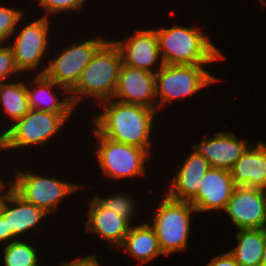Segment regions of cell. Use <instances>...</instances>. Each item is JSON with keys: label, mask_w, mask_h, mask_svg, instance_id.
<instances>
[{"label": "cell", "mask_w": 266, "mask_h": 266, "mask_svg": "<svg viewBox=\"0 0 266 266\" xmlns=\"http://www.w3.org/2000/svg\"><path fill=\"white\" fill-rule=\"evenodd\" d=\"M234 188L230 171L210 167L203 177L198 195L190 203L197 213L224 212Z\"/></svg>", "instance_id": "obj_17"}, {"label": "cell", "mask_w": 266, "mask_h": 266, "mask_svg": "<svg viewBox=\"0 0 266 266\" xmlns=\"http://www.w3.org/2000/svg\"><path fill=\"white\" fill-rule=\"evenodd\" d=\"M162 61L168 65L208 64L225 58L199 27L178 26L154 28Z\"/></svg>", "instance_id": "obj_2"}, {"label": "cell", "mask_w": 266, "mask_h": 266, "mask_svg": "<svg viewBox=\"0 0 266 266\" xmlns=\"http://www.w3.org/2000/svg\"><path fill=\"white\" fill-rule=\"evenodd\" d=\"M204 65L206 64H164L155 73L157 110H160L167 102L169 103L172 100L192 98L195 93L200 92L204 87L206 88L215 81H219L218 77L205 70Z\"/></svg>", "instance_id": "obj_5"}, {"label": "cell", "mask_w": 266, "mask_h": 266, "mask_svg": "<svg viewBox=\"0 0 266 266\" xmlns=\"http://www.w3.org/2000/svg\"><path fill=\"white\" fill-rule=\"evenodd\" d=\"M123 249L128 256L136 258L138 264L151 262L154 258L163 255L156 233L149 222L132 224L123 243L118 247Z\"/></svg>", "instance_id": "obj_21"}, {"label": "cell", "mask_w": 266, "mask_h": 266, "mask_svg": "<svg viewBox=\"0 0 266 266\" xmlns=\"http://www.w3.org/2000/svg\"><path fill=\"white\" fill-rule=\"evenodd\" d=\"M251 143L238 139L235 133L218 131L203 138L199 144H192V151L206 158L211 168L230 171Z\"/></svg>", "instance_id": "obj_15"}, {"label": "cell", "mask_w": 266, "mask_h": 266, "mask_svg": "<svg viewBox=\"0 0 266 266\" xmlns=\"http://www.w3.org/2000/svg\"><path fill=\"white\" fill-rule=\"evenodd\" d=\"M112 99L157 110L155 73L123 63Z\"/></svg>", "instance_id": "obj_13"}, {"label": "cell", "mask_w": 266, "mask_h": 266, "mask_svg": "<svg viewBox=\"0 0 266 266\" xmlns=\"http://www.w3.org/2000/svg\"><path fill=\"white\" fill-rule=\"evenodd\" d=\"M3 247V264L4 266H41L36 247L28 241L17 239Z\"/></svg>", "instance_id": "obj_24"}, {"label": "cell", "mask_w": 266, "mask_h": 266, "mask_svg": "<svg viewBox=\"0 0 266 266\" xmlns=\"http://www.w3.org/2000/svg\"><path fill=\"white\" fill-rule=\"evenodd\" d=\"M20 74L13 57L12 49L6 42H0V84L6 82V79ZM11 75V77H10Z\"/></svg>", "instance_id": "obj_28"}, {"label": "cell", "mask_w": 266, "mask_h": 266, "mask_svg": "<svg viewBox=\"0 0 266 266\" xmlns=\"http://www.w3.org/2000/svg\"><path fill=\"white\" fill-rule=\"evenodd\" d=\"M210 165L206 158L202 155L191 151L189 156L184 159L181 164H178L176 173L168 185H164L165 193L169 198L191 202L197 195L200 184L205 173L209 170Z\"/></svg>", "instance_id": "obj_16"}, {"label": "cell", "mask_w": 266, "mask_h": 266, "mask_svg": "<svg viewBox=\"0 0 266 266\" xmlns=\"http://www.w3.org/2000/svg\"><path fill=\"white\" fill-rule=\"evenodd\" d=\"M224 212L237 229L266 227V190L235 186Z\"/></svg>", "instance_id": "obj_11"}, {"label": "cell", "mask_w": 266, "mask_h": 266, "mask_svg": "<svg viewBox=\"0 0 266 266\" xmlns=\"http://www.w3.org/2000/svg\"><path fill=\"white\" fill-rule=\"evenodd\" d=\"M17 240V238L11 233L7 232L6 219L0 215V243L5 245Z\"/></svg>", "instance_id": "obj_31"}, {"label": "cell", "mask_w": 266, "mask_h": 266, "mask_svg": "<svg viewBox=\"0 0 266 266\" xmlns=\"http://www.w3.org/2000/svg\"><path fill=\"white\" fill-rule=\"evenodd\" d=\"M260 266H266V227L264 228V247Z\"/></svg>", "instance_id": "obj_32"}, {"label": "cell", "mask_w": 266, "mask_h": 266, "mask_svg": "<svg viewBox=\"0 0 266 266\" xmlns=\"http://www.w3.org/2000/svg\"><path fill=\"white\" fill-rule=\"evenodd\" d=\"M6 151L5 150V131H0V151ZM0 180H3L2 175L0 174Z\"/></svg>", "instance_id": "obj_33"}, {"label": "cell", "mask_w": 266, "mask_h": 266, "mask_svg": "<svg viewBox=\"0 0 266 266\" xmlns=\"http://www.w3.org/2000/svg\"><path fill=\"white\" fill-rule=\"evenodd\" d=\"M122 64L119 47L114 40H107L93 55L83 69L77 85L70 91L74 106L79 105L84 98H90L97 104L112 99Z\"/></svg>", "instance_id": "obj_3"}, {"label": "cell", "mask_w": 266, "mask_h": 266, "mask_svg": "<svg viewBox=\"0 0 266 266\" xmlns=\"http://www.w3.org/2000/svg\"><path fill=\"white\" fill-rule=\"evenodd\" d=\"M38 4L43 8L46 18H51L50 16L58 14L60 12H70L78 11L83 9L86 0H36Z\"/></svg>", "instance_id": "obj_27"}, {"label": "cell", "mask_w": 266, "mask_h": 266, "mask_svg": "<svg viewBox=\"0 0 266 266\" xmlns=\"http://www.w3.org/2000/svg\"><path fill=\"white\" fill-rule=\"evenodd\" d=\"M50 20L44 16L38 17L37 20L24 23L22 29H18L13 33L15 39L13 44L8 43L13 52V57L17 69L24 74L25 71H35L39 75L38 69L42 65L45 54L49 51V30ZM19 33H18V32ZM44 56V57H43Z\"/></svg>", "instance_id": "obj_10"}, {"label": "cell", "mask_w": 266, "mask_h": 266, "mask_svg": "<svg viewBox=\"0 0 266 266\" xmlns=\"http://www.w3.org/2000/svg\"><path fill=\"white\" fill-rule=\"evenodd\" d=\"M253 141L230 170L235 186L266 190V143Z\"/></svg>", "instance_id": "obj_19"}, {"label": "cell", "mask_w": 266, "mask_h": 266, "mask_svg": "<svg viewBox=\"0 0 266 266\" xmlns=\"http://www.w3.org/2000/svg\"><path fill=\"white\" fill-rule=\"evenodd\" d=\"M162 195L149 224L156 233L163 254L169 256L188 249L192 214H197V211L190 202L171 199L165 192Z\"/></svg>", "instance_id": "obj_4"}, {"label": "cell", "mask_w": 266, "mask_h": 266, "mask_svg": "<svg viewBox=\"0 0 266 266\" xmlns=\"http://www.w3.org/2000/svg\"><path fill=\"white\" fill-rule=\"evenodd\" d=\"M24 15H26L24 11L17 7L9 8V6L0 5V42L7 43L12 39Z\"/></svg>", "instance_id": "obj_26"}, {"label": "cell", "mask_w": 266, "mask_h": 266, "mask_svg": "<svg viewBox=\"0 0 266 266\" xmlns=\"http://www.w3.org/2000/svg\"><path fill=\"white\" fill-rule=\"evenodd\" d=\"M72 113H51L30 109L12 125L5 126V150L46 145L67 124ZM10 126V127H9ZM58 133V134H57Z\"/></svg>", "instance_id": "obj_6"}, {"label": "cell", "mask_w": 266, "mask_h": 266, "mask_svg": "<svg viewBox=\"0 0 266 266\" xmlns=\"http://www.w3.org/2000/svg\"><path fill=\"white\" fill-rule=\"evenodd\" d=\"M237 245L229 250L239 266H260L264 247V228L237 229Z\"/></svg>", "instance_id": "obj_22"}, {"label": "cell", "mask_w": 266, "mask_h": 266, "mask_svg": "<svg viewBox=\"0 0 266 266\" xmlns=\"http://www.w3.org/2000/svg\"><path fill=\"white\" fill-rule=\"evenodd\" d=\"M107 41L100 34L94 39L73 43L62 49L46 66L39 69V75L65 87L69 92L77 85L83 69L91 61L96 51Z\"/></svg>", "instance_id": "obj_9"}, {"label": "cell", "mask_w": 266, "mask_h": 266, "mask_svg": "<svg viewBox=\"0 0 266 266\" xmlns=\"http://www.w3.org/2000/svg\"><path fill=\"white\" fill-rule=\"evenodd\" d=\"M114 43L121 51L123 63L130 67L156 73L164 65L154 29H137L131 36Z\"/></svg>", "instance_id": "obj_12"}, {"label": "cell", "mask_w": 266, "mask_h": 266, "mask_svg": "<svg viewBox=\"0 0 266 266\" xmlns=\"http://www.w3.org/2000/svg\"><path fill=\"white\" fill-rule=\"evenodd\" d=\"M36 171H24L18 169L14 178L9 181L10 187L25 201L34 204L50 215L54 213L62 200L68 195H72L85 187L82 184H75L56 177H46L37 174ZM14 179V180H13ZM13 180V181H12Z\"/></svg>", "instance_id": "obj_7"}, {"label": "cell", "mask_w": 266, "mask_h": 266, "mask_svg": "<svg viewBox=\"0 0 266 266\" xmlns=\"http://www.w3.org/2000/svg\"><path fill=\"white\" fill-rule=\"evenodd\" d=\"M6 182L3 180L0 215L6 219L7 232H11L17 239H20L27 232L34 230L36 226L40 227L39 224L43 223L40 221L49 215L34 204L25 201L10 187L9 182Z\"/></svg>", "instance_id": "obj_14"}, {"label": "cell", "mask_w": 266, "mask_h": 266, "mask_svg": "<svg viewBox=\"0 0 266 266\" xmlns=\"http://www.w3.org/2000/svg\"><path fill=\"white\" fill-rule=\"evenodd\" d=\"M3 108V109H1ZM13 124L30 111L26 83L24 81L4 82L0 84V111Z\"/></svg>", "instance_id": "obj_23"}, {"label": "cell", "mask_w": 266, "mask_h": 266, "mask_svg": "<svg viewBox=\"0 0 266 266\" xmlns=\"http://www.w3.org/2000/svg\"><path fill=\"white\" fill-rule=\"evenodd\" d=\"M102 111L92 115L94 129L115 142L146 149L150 154L153 119L158 111L141 105L106 100L98 104Z\"/></svg>", "instance_id": "obj_1"}, {"label": "cell", "mask_w": 266, "mask_h": 266, "mask_svg": "<svg viewBox=\"0 0 266 266\" xmlns=\"http://www.w3.org/2000/svg\"><path fill=\"white\" fill-rule=\"evenodd\" d=\"M93 134L98 146L95 157L105 177L109 179H127L129 177H146L145 164L151 159V154L141 147L115 142L101 136L94 128Z\"/></svg>", "instance_id": "obj_8"}, {"label": "cell", "mask_w": 266, "mask_h": 266, "mask_svg": "<svg viewBox=\"0 0 266 266\" xmlns=\"http://www.w3.org/2000/svg\"><path fill=\"white\" fill-rule=\"evenodd\" d=\"M98 257L97 254L95 255V253L89 255V256H84V257H80V258H76L73 261L71 260V262H64L61 263L62 266H103L100 265L98 262Z\"/></svg>", "instance_id": "obj_30"}, {"label": "cell", "mask_w": 266, "mask_h": 266, "mask_svg": "<svg viewBox=\"0 0 266 266\" xmlns=\"http://www.w3.org/2000/svg\"><path fill=\"white\" fill-rule=\"evenodd\" d=\"M35 77L30 79L32 86L26 85L27 97L30 109L46 111L51 113H73L75 106L72 102L70 92L56 82L48 79L45 75H34ZM30 86V87H29ZM59 88L63 90L64 98L60 100V97L55 96L53 88ZM53 92H52V90Z\"/></svg>", "instance_id": "obj_20"}, {"label": "cell", "mask_w": 266, "mask_h": 266, "mask_svg": "<svg viewBox=\"0 0 266 266\" xmlns=\"http://www.w3.org/2000/svg\"><path fill=\"white\" fill-rule=\"evenodd\" d=\"M3 199V180H0V207Z\"/></svg>", "instance_id": "obj_34"}, {"label": "cell", "mask_w": 266, "mask_h": 266, "mask_svg": "<svg viewBox=\"0 0 266 266\" xmlns=\"http://www.w3.org/2000/svg\"><path fill=\"white\" fill-rule=\"evenodd\" d=\"M205 266H239L229 251H224L213 257Z\"/></svg>", "instance_id": "obj_29"}, {"label": "cell", "mask_w": 266, "mask_h": 266, "mask_svg": "<svg viewBox=\"0 0 266 266\" xmlns=\"http://www.w3.org/2000/svg\"><path fill=\"white\" fill-rule=\"evenodd\" d=\"M85 231L98 235L118 248L128 234L131 223L111 210L103 208L93 197L88 202Z\"/></svg>", "instance_id": "obj_18"}, {"label": "cell", "mask_w": 266, "mask_h": 266, "mask_svg": "<svg viewBox=\"0 0 266 266\" xmlns=\"http://www.w3.org/2000/svg\"><path fill=\"white\" fill-rule=\"evenodd\" d=\"M128 193L125 194L119 191V193L112 194L110 193V196L108 197H101L99 195H94L93 198L105 209L114 211L119 216L125 218L128 220L131 224L134 220L133 217H135L136 210L138 211V208H136L138 205L136 204L135 198Z\"/></svg>", "instance_id": "obj_25"}, {"label": "cell", "mask_w": 266, "mask_h": 266, "mask_svg": "<svg viewBox=\"0 0 266 266\" xmlns=\"http://www.w3.org/2000/svg\"><path fill=\"white\" fill-rule=\"evenodd\" d=\"M263 5H266V0H259Z\"/></svg>", "instance_id": "obj_35"}]
</instances>
